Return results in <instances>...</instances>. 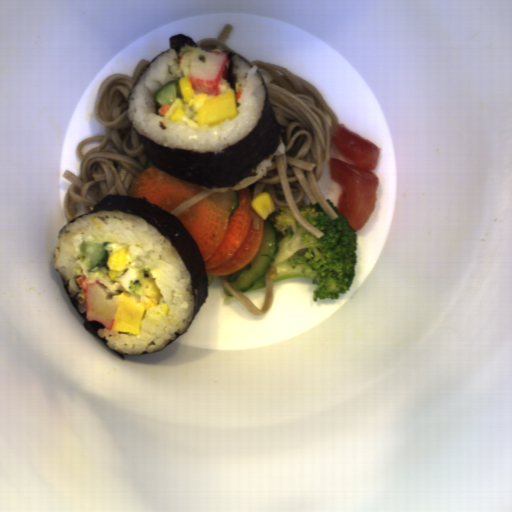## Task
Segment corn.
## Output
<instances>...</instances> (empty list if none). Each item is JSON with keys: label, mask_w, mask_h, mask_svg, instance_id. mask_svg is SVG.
I'll list each match as a JSON object with an SVG mask.
<instances>
[{"label": "corn", "mask_w": 512, "mask_h": 512, "mask_svg": "<svg viewBox=\"0 0 512 512\" xmlns=\"http://www.w3.org/2000/svg\"><path fill=\"white\" fill-rule=\"evenodd\" d=\"M178 90H179V97L184 99H190L193 98L196 93L193 90L192 83L187 75L180 76L178 79Z\"/></svg>", "instance_id": "f1292c28"}, {"label": "corn", "mask_w": 512, "mask_h": 512, "mask_svg": "<svg viewBox=\"0 0 512 512\" xmlns=\"http://www.w3.org/2000/svg\"><path fill=\"white\" fill-rule=\"evenodd\" d=\"M267 276L269 277L270 280H274L276 279L277 275H278V271H277V268L275 266H270L266 272Z\"/></svg>", "instance_id": "5cfa1b94"}, {"label": "corn", "mask_w": 512, "mask_h": 512, "mask_svg": "<svg viewBox=\"0 0 512 512\" xmlns=\"http://www.w3.org/2000/svg\"><path fill=\"white\" fill-rule=\"evenodd\" d=\"M250 207L256 212L257 216L263 220L275 212L276 207L271 193H261L256 196L250 204Z\"/></svg>", "instance_id": "51d56268"}]
</instances>
